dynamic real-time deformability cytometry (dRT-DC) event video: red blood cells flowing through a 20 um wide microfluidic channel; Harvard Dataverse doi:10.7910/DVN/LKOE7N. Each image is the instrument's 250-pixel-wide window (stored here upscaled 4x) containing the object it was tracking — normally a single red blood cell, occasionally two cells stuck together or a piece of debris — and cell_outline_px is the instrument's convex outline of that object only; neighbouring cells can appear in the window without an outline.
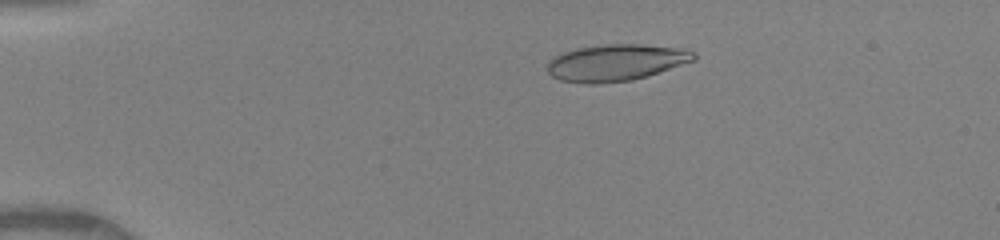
{"species": "human", "species_latin": "Homo sapiens", "temperature_condition": "warm", "stored_images_in_passage": 40, "camera_frame_rate_fps": 3000, "um_per_image_px": 0.085, "donor": {"sex": "female"}, "frame": {"image": 1, "passage_image": 1, "time_ms": 0.0, "image_size_px": [1000, 240], "cell_outline_px": [[696, 60], [648, 76], [632, 80], [596, 84], [584, 84], [560, 80], [552, 76], [548, 72], [548, 60], [564, 52], [576, 48], [608, 44], [640, 44], [688, 48], [696, 52]], "centroid_in_image_um": [52.41, 5.32], "position_along_channel_um": 32.6, "area_um2": 31.62}}
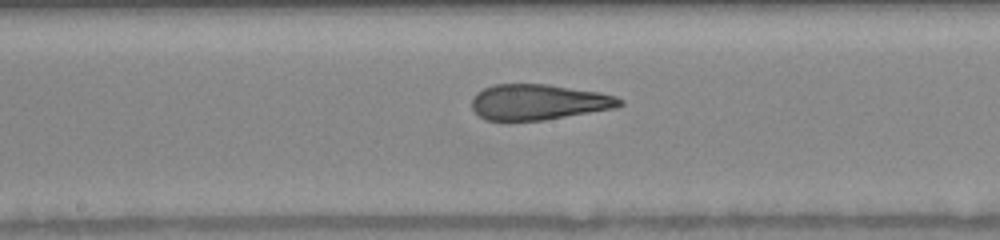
{"frame": {"image": 2, "passage_image": 18, "time_ms": 5.667, "image_size_px": [1000, 240], "cell_outline_px": [[624, 104], [616, 108], [544, 120], [484, 120], [472, 108], [472, 96], [476, 92], [492, 84], [548, 84], [600, 92], [616, 96], [624, 100]], "centroid_in_image_um": [45.79, 8.66], "position_along_channel_um": 202.4, "area_um2": 30.87}}
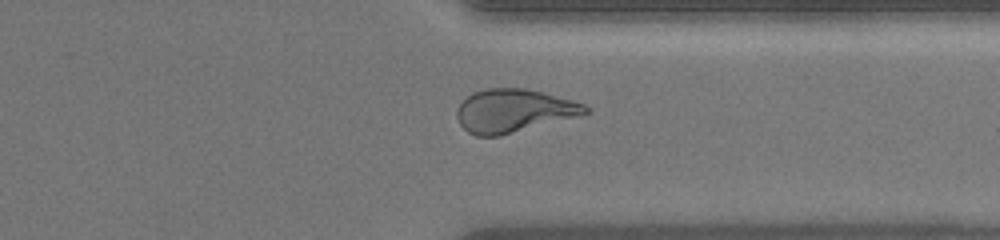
{"frame": {"image": 3, "passage_image": 30, "time_ms": 9.667, "image_size_px": [1000, 240], "cell_outline_px": [[588, 112], [500, 136], [476, 136], [468, 132], [460, 124], [456, 116], [456, 108], [472, 92], [488, 88], [524, 88], [572, 100], [584, 104], [588, 108]], "centroid_in_image_um": [43.58, 9.41], "position_along_channel_um": 367.8, "area_um2": 31.67}, "authors_computed_cell_mechanics": {"area_um2": 31.6744, "velocity_mm_per_s": 4.1406, "shape_relaxation_time_tau1_ms": null, "shape_relaxation_time_tau2_ms": 1.1117, "deformation_change_tau1": null, "deformation_change_tau2": 0.0851}}